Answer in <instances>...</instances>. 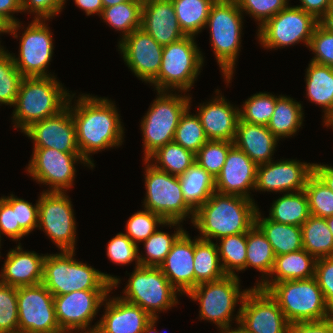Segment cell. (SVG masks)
<instances>
[{"label": "cell", "mask_w": 333, "mask_h": 333, "mask_svg": "<svg viewBox=\"0 0 333 333\" xmlns=\"http://www.w3.org/2000/svg\"><path fill=\"white\" fill-rule=\"evenodd\" d=\"M75 95L76 93L70 95L67 105L75 124L80 154L93 169L94 160L90 158L92 153L121 146L125 128L112 100L92 94H80L72 105Z\"/></svg>", "instance_id": "6da1fadb"}, {"label": "cell", "mask_w": 333, "mask_h": 333, "mask_svg": "<svg viewBox=\"0 0 333 333\" xmlns=\"http://www.w3.org/2000/svg\"><path fill=\"white\" fill-rule=\"evenodd\" d=\"M257 210L254 200L214 192L195 211L192 225L200 232L198 238L217 242L225 236L247 233L255 225Z\"/></svg>", "instance_id": "7a4b0ae2"}, {"label": "cell", "mask_w": 333, "mask_h": 333, "mask_svg": "<svg viewBox=\"0 0 333 333\" xmlns=\"http://www.w3.org/2000/svg\"><path fill=\"white\" fill-rule=\"evenodd\" d=\"M75 255L74 250L46 254L42 283L53 296L78 290H112L121 283V279L117 276L103 273L87 263L76 261Z\"/></svg>", "instance_id": "3957f363"}, {"label": "cell", "mask_w": 333, "mask_h": 333, "mask_svg": "<svg viewBox=\"0 0 333 333\" xmlns=\"http://www.w3.org/2000/svg\"><path fill=\"white\" fill-rule=\"evenodd\" d=\"M55 76L23 77L13 105L15 129L23 132L32 123L58 114L67 106L70 91Z\"/></svg>", "instance_id": "277c9868"}, {"label": "cell", "mask_w": 333, "mask_h": 333, "mask_svg": "<svg viewBox=\"0 0 333 333\" xmlns=\"http://www.w3.org/2000/svg\"><path fill=\"white\" fill-rule=\"evenodd\" d=\"M243 18L236 0H216L205 26L210 29L211 46L227 86L233 78L242 47Z\"/></svg>", "instance_id": "5b68a950"}, {"label": "cell", "mask_w": 333, "mask_h": 333, "mask_svg": "<svg viewBox=\"0 0 333 333\" xmlns=\"http://www.w3.org/2000/svg\"><path fill=\"white\" fill-rule=\"evenodd\" d=\"M259 288L278 303L289 323L324 320L333 315L315 277L263 283Z\"/></svg>", "instance_id": "8992f818"}, {"label": "cell", "mask_w": 333, "mask_h": 333, "mask_svg": "<svg viewBox=\"0 0 333 333\" xmlns=\"http://www.w3.org/2000/svg\"><path fill=\"white\" fill-rule=\"evenodd\" d=\"M195 39L194 36H184L163 47L158 76L150 83L154 90L187 93L192 89L204 66V58Z\"/></svg>", "instance_id": "52a82bcc"}, {"label": "cell", "mask_w": 333, "mask_h": 333, "mask_svg": "<svg viewBox=\"0 0 333 333\" xmlns=\"http://www.w3.org/2000/svg\"><path fill=\"white\" fill-rule=\"evenodd\" d=\"M157 91V97L141 120L144 160L174 140L181 115L191 105L190 95ZM179 94V95H178Z\"/></svg>", "instance_id": "ba28073f"}, {"label": "cell", "mask_w": 333, "mask_h": 333, "mask_svg": "<svg viewBox=\"0 0 333 333\" xmlns=\"http://www.w3.org/2000/svg\"><path fill=\"white\" fill-rule=\"evenodd\" d=\"M239 279L238 275H226L216 281L200 283L186 295L199 302L200 320L213 322L218 328L231 326L234 319L239 323L240 307L236 315H233L234 309L249 290L240 291Z\"/></svg>", "instance_id": "9c48e42d"}, {"label": "cell", "mask_w": 333, "mask_h": 333, "mask_svg": "<svg viewBox=\"0 0 333 333\" xmlns=\"http://www.w3.org/2000/svg\"><path fill=\"white\" fill-rule=\"evenodd\" d=\"M129 275L128 283L124 287L120 298L124 301L140 306L151 317L166 312L178 304L180 293L172 286L168 278L159 267L138 266Z\"/></svg>", "instance_id": "30bf717a"}, {"label": "cell", "mask_w": 333, "mask_h": 333, "mask_svg": "<svg viewBox=\"0 0 333 333\" xmlns=\"http://www.w3.org/2000/svg\"><path fill=\"white\" fill-rule=\"evenodd\" d=\"M144 165V209L159 214L165 221L183 223L187 217L192 223L195 211L183 197L178 176L158 170L147 160H144Z\"/></svg>", "instance_id": "8fae6325"}, {"label": "cell", "mask_w": 333, "mask_h": 333, "mask_svg": "<svg viewBox=\"0 0 333 333\" xmlns=\"http://www.w3.org/2000/svg\"><path fill=\"white\" fill-rule=\"evenodd\" d=\"M320 23L313 15L296 6H287L258 27L257 40L265 49H278L303 42L309 47L315 27Z\"/></svg>", "instance_id": "7c38bea8"}, {"label": "cell", "mask_w": 333, "mask_h": 333, "mask_svg": "<svg viewBox=\"0 0 333 333\" xmlns=\"http://www.w3.org/2000/svg\"><path fill=\"white\" fill-rule=\"evenodd\" d=\"M38 199V228L60 251L76 250V219L66 192L42 191Z\"/></svg>", "instance_id": "4fadbf2b"}, {"label": "cell", "mask_w": 333, "mask_h": 333, "mask_svg": "<svg viewBox=\"0 0 333 333\" xmlns=\"http://www.w3.org/2000/svg\"><path fill=\"white\" fill-rule=\"evenodd\" d=\"M76 163L92 168L80 153H65L53 148H33L26 172L38 184L49 185V189L43 191L67 192L74 183Z\"/></svg>", "instance_id": "5bb4252c"}, {"label": "cell", "mask_w": 333, "mask_h": 333, "mask_svg": "<svg viewBox=\"0 0 333 333\" xmlns=\"http://www.w3.org/2000/svg\"><path fill=\"white\" fill-rule=\"evenodd\" d=\"M33 19L19 37L18 57L11 53L14 65L23 77L55 76L47 72L54 53L53 34L46 24L49 19Z\"/></svg>", "instance_id": "9a60e30c"}, {"label": "cell", "mask_w": 333, "mask_h": 333, "mask_svg": "<svg viewBox=\"0 0 333 333\" xmlns=\"http://www.w3.org/2000/svg\"><path fill=\"white\" fill-rule=\"evenodd\" d=\"M19 332L63 333L56 318L54 296L43 283L17 287Z\"/></svg>", "instance_id": "2e32d148"}, {"label": "cell", "mask_w": 333, "mask_h": 333, "mask_svg": "<svg viewBox=\"0 0 333 333\" xmlns=\"http://www.w3.org/2000/svg\"><path fill=\"white\" fill-rule=\"evenodd\" d=\"M111 291L78 290L54 296L56 318L61 331L63 333H79L80 331V333H93L96 331L97 326L91 327V323Z\"/></svg>", "instance_id": "e0dca14e"}, {"label": "cell", "mask_w": 333, "mask_h": 333, "mask_svg": "<svg viewBox=\"0 0 333 333\" xmlns=\"http://www.w3.org/2000/svg\"><path fill=\"white\" fill-rule=\"evenodd\" d=\"M239 306L238 324L246 333H288L290 323L267 291L249 288Z\"/></svg>", "instance_id": "ac0fdd59"}, {"label": "cell", "mask_w": 333, "mask_h": 333, "mask_svg": "<svg viewBox=\"0 0 333 333\" xmlns=\"http://www.w3.org/2000/svg\"><path fill=\"white\" fill-rule=\"evenodd\" d=\"M117 46L125 64L137 78L150 84L158 76L164 46L157 43L143 28L135 29L118 41Z\"/></svg>", "instance_id": "d6986e66"}, {"label": "cell", "mask_w": 333, "mask_h": 333, "mask_svg": "<svg viewBox=\"0 0 333 333\" xmlns=\"http://www.w3.org/2000/svg\"><path fill=\"white\" fill-rule=\"evenodd\" d=\"M314 173V163L296 159L272 160L257 165L255 191L299 192L304 190L308 178Z\"/></svg>", "instance_id": "ffe728a7"}, {"label": "cell", "mask_w": 333, "mask_h": 333, "mask_svg": "<svg viewBox=\"0 0 333 333\" xmlns=\"http://www.w3.org/2000/svg\"><path fill=\"white\" fill-rule=\"evenodd\" d=\"M23 133L33 140L34 148L80 153L76 128L68 105L58 114L32 123Z\"/></svg>", "instance_id": "44dd1931"}, {"label": "cell", "mask_w": 333, "mask_h": 333, "mask_svg": "<svg viewBox=\"0 0 333 333\" xmlns=\"http://www.w3.org/2000/svg\"><path fill=\"white\" fill-rule=\"evenodd\" d=\"M256 171L257 164L233 145L227 153L220 174L215 178V192L255 200L251 198L250 190L255 188Z\"/></svg>", "instance_id": "7402d4cb"}, {"label": "cell", "mask_w": 333, "mask_h": 333, "mask_svg": "<svg viewBox=\"0 0 333 333\" xmlns=\"http://www.w3.org/2000/svg\"><path fill=\"white\" fill-rule=\"evenodd\" d=\"M215 94L209 102L199 104L196 114L208 140L234 142L240 119L239 107L227 101L220 90L216 89Z\"/></svg>", "instance_id": "603a6c76"}, {"label": "cell", "mask_w": 333, "mask_h": 333, "mask_svg": "<svg viewBox=\"0 0 333 333\" xmlns=\"http://www.w3.org/2000/svg\"><path fill=\"white\" fill-rule=\"evenodd\" d=\"M194 239L185 230L173 243L159 268L172 286L181 294L195 288Z\"/></svg>", "instance_id": "cb8c5ba5"}, {"label": "cell", "mask_w": 333, "mask_h": 333, "mask_svg": "<svg viewBox=\"0 0 333 333\" xmlns=\"http://www.w3.org/2000/svg\"><path fill=\"white\" fill-rule=\"evenodd\" d=\"M107 295L102 305L105 312L95 323L96 333H142L152 317L140 306ZM105 303V304H104Z\"/></svg>", "instance_id": "d4e9b609"}, {"label": "cell", "mask_w": 333, "mask_h": 333, "mask_svg": "<svg viewBox=\"0 0 333 333\" xmlns=\"http://www.w3.org/2000/svg\"><path fill=\"white\" fill-rule=\"evenodd\" d=\"M46 254L24 251L21 243L9 250L0 273V282L13 286H33L42 283Z\"/></svg>", "instance_id": "484cf974"}, {"label": "cell", "mask_w": 333, "mask_h": 333, "mask_svg": "<svg viewBox=\"0 0 333 333\" xmlns=\"http://www.w3.org/2000/svg\"><path fill=\"white\" fill-rule=\"evenodd\" d=\"M141 28L162 46L185 36L171 0H143Z\"/></svg>", "instance_id": "4316f807"}, {"label": "cell", "mask_w": 333, "mask_h": 333, "mask_svg": "<svg viewBox=\"0 0 333 333\" xmlns=\"http://www.w3.org/2000/svg\"><path fill=\"white\" fill-rule=\"evenodd\" d=\"M279 139L265 125L252 124L239 119L234 145L255 164L272 161Z\"/></svg>", "instance_id": "83f0119b"}, {"label": "cell", "mask_w": 333, "mask_h": 333, "mask_svg": "<svg viewBox=\"0 0 333 333\" xmlns=\"http://www.w3.org/2000/svg\"><path fill=\"white\" fill-rule=\"evenodd\" d=\"M306 70V98L322 108L325 122L333 113V67L310 61Z\"/></svg>", "instance_id": "f1b7e54d"}, {"label": "cell", "mask_w": 333, "mask_h": 333, "mask_svg": "<svg viewBox=\"0 0 333 333\" xmlns=\"http://www.w3.org/2000/svg\"><path fill=\"white\" fill-rule=\"evenodd\" d=\"M259 211L258 208L255 225L266 236L276 256L303 249L301 226L274 222L268 217L261 216Z\"/></svg>", "instance_id": "f546056e"}, {"label": "cell", "mask_w": 333, "mask_h": 333, "mask_svg": "<svg viewBox=\"0 0 333 333\" xmlns=\"http://www.w3.org/2000/svg\"><path fill=\"white\" fill-rule=\"evenodd\" d=\"M316 260L304 249L278 255L275 257L273 270L264 283L312 278L315 276Z\"/></svg>", "instance_id": "4dcf8cb0"}, {"label": "cell", "mask_w": 333, "mask_h": 333, "mask_svg": "<svg viewBox=\"0 0 333 333\" xmlns=\"http://www.w3.org/2000/svg\"><path fill=\"white\" fill-rule=\"evenodd\" d=\"M303 112L302 104L290 96H276V107L267 128L280 140L295 136L303 124Z\"/></svg>", "instance_id": "1f68e13d"}, {"label": "cell", "mask_w": 333, "mask_h": 333, "mask_svg": "<svg viewBox=\"0 0 333 333\" xmlns=\"http://www.w3.org/2000/svg\"><path fill=\"white\" fill-rule=\"evenodd\" d=\"M246 244V269L252 267L262 274V278L253 286L260 287L269 278L276 255L266 236L256 225L246 233Z\"/></svg>", "instance_id": "d6a6232c"}, {"label": "cell", "mask_w": 333, "mask_h": 333, "mask_svg": "<svg viewBox=\"0 0 333 333\" xmlns=\"http://www.w3.org/2000/svg\"><path fill=\"white\" fill-rule=\"evenodd\" d=\"M186 203L196 211L215 192V178L196 161L178 176Z\"/></svg>", "instance_id": "836d02e7"}, {"label": "cell", "mask_w": 333, "mask_h": 333, "mask_svg": "<svg viewBox=\"0 0 333 333\" xmlns=\"http://www.w3.org/2000/svg\"><path fill=\"white\" fill-rule=\"evenodd\" d=\"M271 206L268 218L277 223L301 226L310 216L304 190L283 193Z\"/></svg>", "instance_id": "e575fe53"}, {"label": "cell", "mask_w": 333, "mask_h": 333, "mask_svg": "<svg viewBox=\"0 0 333 333\" xmlns=\"http://www.w3.org/2000/svg\"><path fill=\"white\" fill-rule=\"evenodd\" d=\"M195 287L204 282L216 281L226 276L221 265L217 242L194 237Z\"/></svg>", "instance_id": "d590c367"}, {"label": "cell", "mask_w": 333, "mask_h": 333, "mask_svg": "<svg viewBox=\"0 0 333 333\" xmlns=\"http://www.w3.org/2000/svg\"><path fill=\"white\" fill-rule=\"evenodd\" d=\"M171 1L181 31L185 36L196 37L205 28L211 7L216 0Z\"/></svg>", "instance_id": "8d00e7d4"}, {"label": "cell", "mask_w": 333, "mask_h": 333, "mask_svg": "<svg viewBox=\"0 0 333 333\" xmlns=\"http://www.w3.org/2000/svg\"><path fill=\"white\" fill-rule=\"evenodd\" d=\"M301 229L304 250L316 259L333 256V234L325 218L310 215Z\"/></svg>", "instance_id": "74e56055"}, {"label": "cell", "mask_w": 333, "mask_h": 333, "mask_svg": "<svg viewBox=\"0 0 333 333\" xmlns=\"http://www.w3.org/2000/svg\"><path fill=\"white\" fill-rule=\"evenodd\" d=\"M146 160L158 170L180 176L194 164L195 154L172 141L158 148Z\"/></svg>", "instance_id": "f35d334b"}, {"label": "cell", "mask_w": 333, "mask_h": 333, "mask_svg": "<svg viewBox=\"0 0 333 333\" xmlns=\"http://www.w3.org/2000/svg\"><path fill=\"white\" fill-rule=\"evenodd\" d=\"M143 0H129L103 8L101 19L116 31H121L123 39L141 27Z\"/></svg>", "instance_id": "ab89813d"}, {"label": "cell", "mask_w": 333, "mask_h": 333, "mask_svg": "<svg viewBox=\"0 0 333 333\" xmlns=\"http://www.w3.org/2000/svg\"><path fill=\"white\" fill-rule=\"evenodd\" d=\"M218 253L226 275L237 276L236 272L246 270V233L225 236L218 239ZM236 270V271H235Z\"/></svg>", "instance_id": "60d3db41"}, {"label": "cell", "mask_w": 333, "mask_h": 333, "mask_svg": "<svg viewBox=\"0 0 333 333\" xmlns=\"http://www.w3.org/2000/svg\"><path fill=\"white\" fill-rule=\"evenodd\" d=\"M180 222H176V227L172 234L156 230L144 242L145 255L139 252L140 266L159 267L170 252L173 243L185 231Z\"/></svg>", "instance_id": "b9f144b4"}, {"label": "cell", "mask_w": 333, "mask_h": 333, "mask_svg": "<svg viewBox=\"0 0 333 333\" xmlns=\"http://www.w3.org/2000/svg\"><path fill=\"white\" fill-rule=\"evenodd\" d=\"M190 107L181 115L173 141L196 154L208 139L199 116L190 114Z\"/></svg>", "instance_id": "7bdbcfd3"}, {"label": "cell", "mask_w": 333, "mask_h": 333, "mask_svg": "<svg viewBox=\"0 0 333 333\" xmlns=\"http://www.w3.org/2000/svg\"><path fill=\"white\" fill-rule=\"evenodd\" d=\"M176 226V221H165L159 214L143 209L132 214L126 223V234L136 245L144 242L158 227Z\"/></svg>", "instance_id": "ee69618b"}, {"label": "cell", "mask_w": 333, "mask_h": 333, "mask_svg": "<svg viewBox=\"0 0 333 333\" xmlns=\"http://www.w3.org/2000/svg\"><path fill=\"white\" fill-rule=\"evenodd\" d=\"M239 108L241 121L267 126L276 107V96L269 92H259L250 96Z\"/></svg>", "instance_id": "f6af8a7d"}, {"label": "cell", "mask_w": 333, "mask_h": 333, "mask_svg": "<svg viewBox=\"0 0 333 333\" xmlns=\"http://www.w3.org/2000/svg\"><path fill=\"white\" fill-rule=\"evenodd\" d=\"M304 191L310 215L325 219L333 216V191L315 173L308 178Z\"/></svg>", "instance_id": "bcb514c9"}, {"label": "cell", "mask_w": 333, "mask_h": 333, "mask_svg": "<svg viewBox=\"0 0 333 333\" xmlns=\"http://www.w3.org/2000/svg\"><path fill=\"white\" fill-rule=\"evenodd\" d=\"M234 142L223 140H208L195 154V161L211 176L216 178L225 163L227 153Z\"/></svg>", "instance_id": "7dc6e473"}, {"label": "cell", "mask_w": 333, "mask_h": 333, "mask_svg": "<svg viewBox=\"0 0 333 333\" xmlns=\"http://www.w3.org/2000/svg\"><path fill=\"white\" fill-rule=\"evenodd\" d=\"M23 76L14 65L10 52L0 55V104L13 106Z\"/></svg>", "instance_id": "c3c4849f"}, {"label": "cell", "mask_w": 333, "mask_h": 333, "mask_svg": "<svg viewBox=\"0 0 333 333\" xmlns=\"http://www.w3.org/2000/svg\"><path fill=\"white\" fill-rule=\"evenodd\" d=\"M17 332V288L0 282V333Z\"/></svg>", "instance_id": "681fc988"}, {"label": "cell", "mask_w": 333, "mask_h": 333, "mask_svg": "<svg viewBox=\"0 0 333 333\" xmlns=\"http://www.w3.org/2000/svg\"><path fill=\"white\" fill-rule=\"evenodd\" d=\"M308 48L314 53L311 62L333 67V31L323 22L315 27Z\"/></svg>", "instance_id": "f907efd6"}, {"label": "cell", "mask_w": 333, "mask_h": 333, "mask_svg": "<svg viewBox=\"0 0 333 333\" xmlns=\"http://www.w3.org/2000/svg\"><path fill=\"white\" fill-rule=\"evenodd\" d=\"M106 249V255L112 263L122 266L136 261V267L140 266V248L126 234L117 233L115 237L109 240Z\"/></svg>", "instance_id": "816d5d0a"}, {"label": "cell", "mask_w": 333, "mask_h": 333, "mask_svg": "<svg viewBox=\"0 0 333 333\" xmlns=\"http://www.w3.org/2000/svg\"><path fill=\"white\" fill-rule=\"evenodd\" d=\"M236 2L241 12L253 17L259 27L289 5V0H236Z\"/></svg>", "instance_id": "f5cc1de1"}, {"label": "cell", "mask_w": 333, "mask_h": 333, "mask_svg": "<svg viewBox=\"0 0 333 333\" xmlns=\"http://www.w3.org/2000/svg\"><path fill=\"white\" fill-rule=\"evenodd\" d=\"M2 198L15 210L16 224L29 235L35 228H38L39 204L36 205L18 198L14 194L2 196Z\"/></svg>", "instance_id": "db71d44e"}, {"label": "cell", "mask_w": 333, "mask_h": 333, "mask_svg": "<svg viewBox=\"0 0 333 333\" xmlns=\"http://www.w3.org/2000/svg\"><path fill=\"white\" fill-rule=\"evenodd\" d=\"M315 279L324 294V298L333 311V256L316 260Z\"/></svg>", "instance_id": "11a10c76"}, {"label": "cell", "mask_w": 333, "mask_h": 333, "mask_svg": "<svg viewBox=\"0 0 333 333\" xmlns=\"http://www.w3.org/2000/svg\"><path fill=\"white\" fill-rule=\"evenodd\" d=\"M66 0H21L22 10L24 13H33L35 19H52L57 16L62 9Z\"/></svg>", "instance_id": "9f6ffc18"}, {"label": "cell", "mask_w": 333, "mask_h": 333, "mask_svg": "<svg viewBox=\"0 0 333 333\" xmlns=\"http://www.w3.org/2000/svg\"><path fill=\"white\" fill-rule=\"evenodd\" d=\"M1 235L13 241H20L24 236H28L19 224H16L15 210L2 197L0 198V240H2Z\"/></svg>", "instance_id": "6f0895ef"}, {"label": "cell", "mask_w": 333, "mask_h": 333, "mask_svg": "<svg viewBox=\"0 0 333 333\" xmlns=\"http://www.w3.org/2000/svg\"><path fill=\"white\" fill-rule=\"evenodd\" d=\"M22 13L21 0H0V16L10 25L9 34L18 38V31L22 28V24L13 14Z\"/></svg>", "instance_id": "680465c9"}, {"label": "cell", "mask_w": 333, "mask_h": 333, "mask_svg": "<svg viewBox=\"0 0 333 333\" xmlns=\"http://www.w3.org/2000/svg\"><path fill=\"white\" fill-rule=\"evenodd\" d=\"M288 333H333V315L324 320L290 323Z\"/></svg>", "instance_id": "91938a15"}, {"label": "cell", "mask_w": 333, "mask_h": 333, "mask_svg": "<svg viewBox=\"0 0 333 333\" xmlns=\"http://www.w3.org/2000/svg\"><path fill=\"white\" fill-rule=\"evenodd\" d=\"M300 5L296 7L313 15L318 21L323 22L333 6V0H299Z\"/></svg>", "instance_id": "94428289"}, {"label": "cell", "mask_w": 333, "mask_h": 333, "mask_svg": "<svg viewBox=\"0 0 333 333\" xmlns=\"http://www.w3.org/2000/svg\"><path fill=\"white\" fill-rule=\"evenodd\" d=\"M74 2L87 16L97 14L100 17L103 12L104 6L102 0H74Z\"/></svg>", "instance_id": "6125c7cd"}, {"label": "cell", "mask_w": 333, "mask_h": 333, "mask_svg": "<svg viewBox=\"0 0 333 333\" xmlns=\"http://www.w3.org/2000/svg\"><path fill=\"white\" fill-rule=\"evenodd\" d=\"M314 173L333 191V166L314 163Z\"/></svg>", "instance_id": "be15d7a7"}, {"label": "cell", "mask_w": 333, "mask_h": 333, "mask_svg": "<svg viewBox=\"0 0 333 333\" xmlns=\"http://www.w3.org/2000/svg\"><path fill=\"white\" fill-rule=\"evenodd\" d=\"M237 327L236 328L231 327V326L219 327V330H220V333H246L239 324H237Z\"/></svg>", "instance_id": "e7e4bbea"}, {"label": "cell", "mask_w": 333, "mask_h": 333, "mask_svg": "<svg viewBox=\"0 0 333 333\" xmlns=\"http://www.w3.org/2000/svg\"><path fill=\"white\" fill-rule=\"evenodd\" d=\"M158 318H153L146 324L144 331L142 333H158L155 330V325L157 323ZM161 333V332H160Z\"/></svg>", "instance_id": "03108f58"}, {"label": "cell", "mask_w": 333, "mask_h": 333, "mask_svg": "<svg viewBox=\"0 0 333 333\" xmlns=\"http://www.w3.org/2000/svg\"><path fill=\"white\" fill-rule=\"evenodd\" d=\"M323 23L326 24L333 31V6L330 9V12H329L328 16L323 21Z\"/></svg>", "instance_id": "003e7915"}, {"label": "cell", "mask_w": 333, "mask_h": 333, "mask_svg": "<svg viewBox=\"0 0 333 333\" xmlns=\"http://www.w3.org/2000/svg\"><path fill=\"white\" fill-rule=\"evenodd\" d=\"M10 26H0V35L3 33H8L9 34ZM1 44V41H0ZM8 52V50H5V48L0 45V55Z\"/></svg>", "instance_id": "a7ac6f4b"}, {"label": "cell", "mask_w": 333, "mask_h": 333, "mask_svg": "<svg viewBox=\"0 0 333 333\" xmlns=\"http://www.w3.org/2000/svg\"><path fill=\"white\" fill-rule=\"evenodd\" d=\"M129 0H102L103 6L105 7H110V6H114L117 5L119 3L122 2H127Z\"/></svg>", "instance_id": "89a4df30"}, {"label": "cell", "mask_w": 333, "mask_h": 333, "mask_svg": "<svg viewBox=\"0 0 333 333\" xmlns=\"http://www.w3.org/2000/svg\"><path fill=\"white\" fill-rule=\"evenodd\" d=\"M324 125L326 127H330L331 126V129L333 128V113L332 115L324 122Z\"/></svg>", "instance_id": "2644e50d"}, {"label": "cell", "mask_w": 333, "mask_h": 333, "mask_svg": "<svg viewBox=\"0 0 333 333\" xmlns=\"http://www.w3.org/2000/svg\"><path fill=\"white\" fill-rule=\"evenodd\" d=\"M329 230L331 231V233L333 234V216L332 217H328L326 218Z\"/></svg>", "instance_id": "8c879c8a"}, {"label": "cell", "mask_w": 333, "mask_h": 333, "mask_svg": "<svg viewBox=\"0 0 333 333\" xmlns=\"http://www.w3.org/2000/svg\"><path fill=\"white\" fill-rule=\"evenodd\" d=\"M0 26H10V25L0 16Z\"/></svg>", "instance_id": "753ad0ef"}]
</instances>
